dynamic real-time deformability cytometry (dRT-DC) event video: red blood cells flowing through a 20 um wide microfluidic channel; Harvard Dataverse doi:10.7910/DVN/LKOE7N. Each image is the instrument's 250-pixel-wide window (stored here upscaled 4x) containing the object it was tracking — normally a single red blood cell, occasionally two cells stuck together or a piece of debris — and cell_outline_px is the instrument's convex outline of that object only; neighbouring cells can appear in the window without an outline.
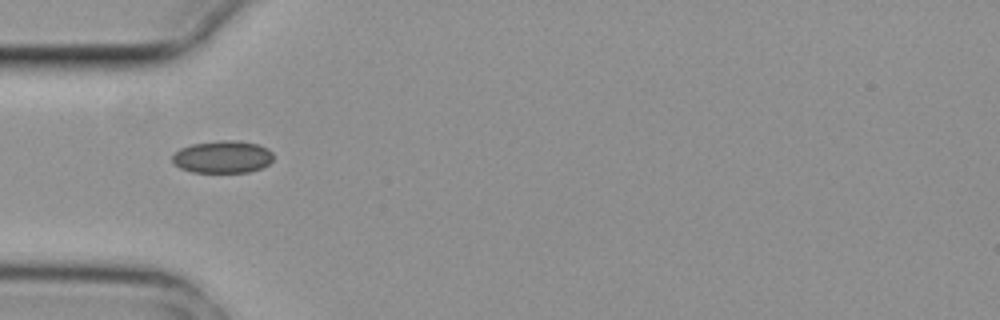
{"species": "common noctule bat (a hibernating species)", "species_latin": "Nyctalus noctula", "temperature_condition": "cold", "stored_images_in_passage": 3, "camera_frame_rate_fps": 3000, "um_per_image_px": 0.085, "animal": {"sex": "female", "body_mass_g": 29.2, "forearm_length_mm": 56.3}, "frame": {"image": 1, "passage_image": 1, "time_ms": 0.0, "image_size_px": [1000, 320], "cell_outline_px": [[272, 160], [268, 164], [260, 168], [248, 172], [192, 172], [180, 168], [172, 164], [172, 156], [180, 148], [192, 144], [220, 140], [240, 140], [260, 144], [268, 148], [272, 152]], "centroid_in_image_um": [18.91, 13.32], "position_along_channel_um": 66.1, "area_um2": 19.25}}
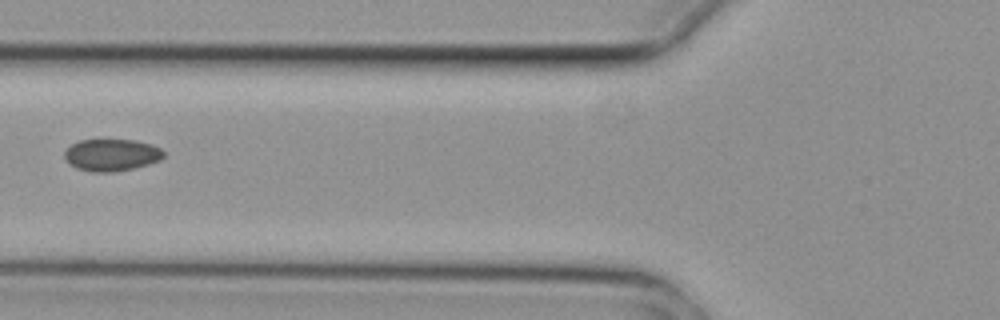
{"frame": {"image": 2, "passage_image": 2, "time_ms": 0.333, "image_size_px": [1000, 320], "cell_outline_px": [[164, 156], [160, 160], [148, 164], [132, 168], [112, 172], [92, 172], [76, 168], [68, 164], [64, 160], [64, 152], [72, 144], [80, 140], [132, 140], [152, 144], [160, 148], [164, 152]], "centroid_in_image_um": [9.45, 13.18], "position_along_channel_um": 116.3, "area_um2": 18.5}}
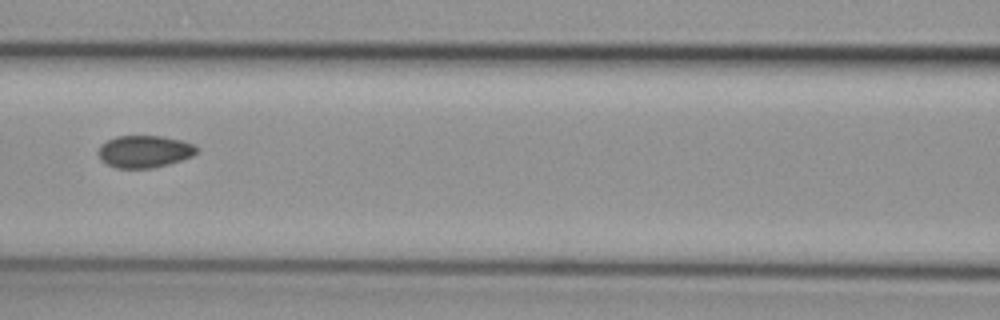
{"frame": {"image": 3, "passage_image": 3, "time_ms": 0.667, "image_size_px": [1000, 320], "cell_outline_px": [[196, 152], [192, 156], [168, 164], [152, 168], [116, 168], [100, 160], [96, 152], [100, 144], [116, 136], [164, 136], [180, 140], [192, 144], [196, 148]], "centroid_in_image_um": [12.21, 12.87], "position_along_channel_um": 154.4, "area_um2": 18.44}}